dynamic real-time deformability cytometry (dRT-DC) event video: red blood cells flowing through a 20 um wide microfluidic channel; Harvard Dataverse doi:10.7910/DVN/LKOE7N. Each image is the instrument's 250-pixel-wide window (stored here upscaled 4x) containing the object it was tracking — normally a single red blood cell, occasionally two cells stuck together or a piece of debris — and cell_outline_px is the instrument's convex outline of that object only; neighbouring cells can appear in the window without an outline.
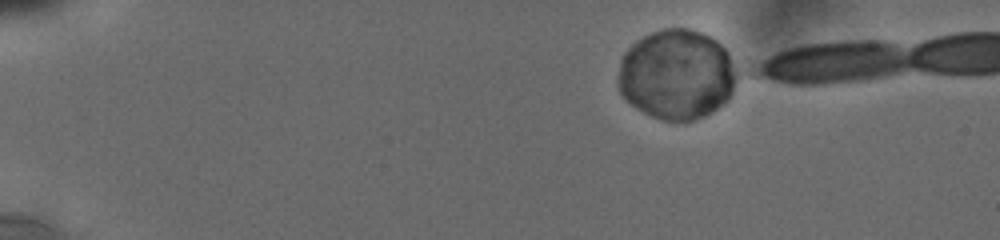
{"species": "human", "species_latin": "Homo sapiens", "temperature_condition": "cold", "stored_images_in_passage": 1, "camera_frame_rate_fps": 3000, "um_per_image_px": 0.085, "donor": {"sex": "male"}, "frame": {"image": 1, "passage_image": 1, "time_ms": 0.0, "image_size_px": [1000, 240], "cell_outline_px": [[732, 92], [728, 100], [712, 112], [704, 116], [692, 120], [664, 120], [652, 116], [636, 108], [620, 92], [616, 84], [616, 76], [620, 60], [624, 52], [632, 44], [644, 36], [652, 32], [664, 28], [688, 28], [700, 32], [716, 40], [724, 48], [728, 56], [732, 72]], "centroid_in_image_um": [57.43, 6.33], "position_along_channel_um": 27.6, "area_um2": 61.5}}